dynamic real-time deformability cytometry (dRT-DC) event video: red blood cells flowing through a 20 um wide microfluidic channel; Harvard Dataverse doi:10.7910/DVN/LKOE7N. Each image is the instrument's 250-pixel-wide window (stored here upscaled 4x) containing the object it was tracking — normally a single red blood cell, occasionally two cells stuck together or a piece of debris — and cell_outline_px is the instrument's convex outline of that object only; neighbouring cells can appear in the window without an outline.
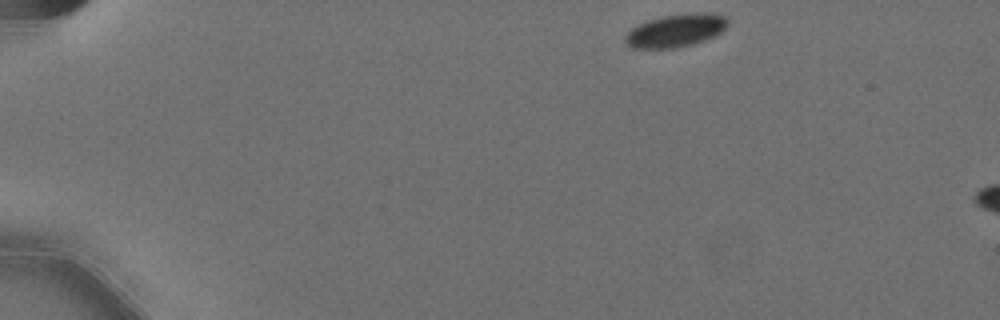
{"species": "Egyptian fruit bat (a non-hibernating species)", "species_latin": "Rousettus aegyptiacus", "temperature_condition": "cold", "stored_images_in_passage": 6, "camera_frame_rate_fps": 3000, "um_per_image_px": 0.085, "animal": {"sex": "female"}, "frame": {"image": 1, "passage_image": 1, "time_ms": 0.0, "image_size_px": [1000, 320], "cell_outline_px": [[728, 24], [716, 36], [692, 44], [676, 48], [632, 48], [624, 44], [624, 36], [632, 28], [648, 20], [664, 16], [704, 12], [724, 16], [728, 20]], "centroid_in_image_um": [57.41, 2.61], "position_along_channel_um": 27.6, "area_um2": 19.48}}